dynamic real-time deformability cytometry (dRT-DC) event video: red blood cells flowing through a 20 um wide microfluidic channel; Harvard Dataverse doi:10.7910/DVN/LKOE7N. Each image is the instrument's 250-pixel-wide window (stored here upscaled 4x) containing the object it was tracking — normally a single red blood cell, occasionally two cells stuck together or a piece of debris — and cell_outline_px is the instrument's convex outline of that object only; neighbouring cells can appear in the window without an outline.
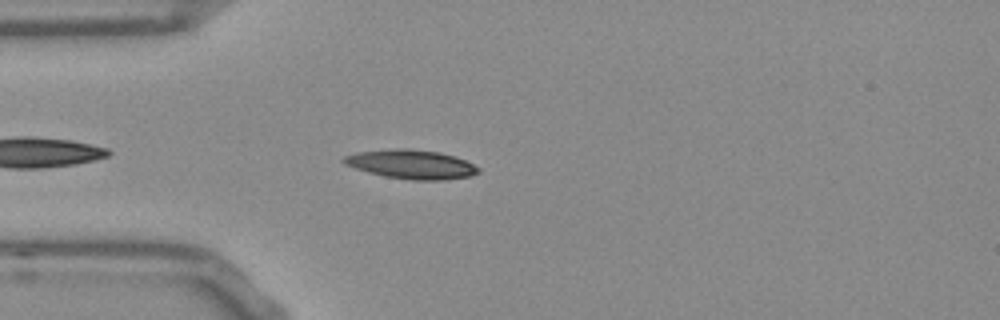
{"species": "Egyptian fruit bat (a non-hibernating species)", "species_latin": "Rousettus aegyptiacus", "temperature_condition": "room temperature", "stored_images_in_passage": 39, "camera_frame_rate_fps": 3000, "um_per_image_px": 0.085, "frame": {"image": 1, "passage_image": 5, "time_ms": 1.333, "image_size_px": [1000, 320], "cell_outline_px": [[480, 172], [468, 176], [444, 180], [412, 180], [384, 176], [368, 172], [344, 164], [340, 160], [344, 156], [356, 152], [396, 148], [408, 148], [440, 152], [456, 156], [480, 168]], "centroid_in_image_um": [34.94, 13.96], "position_along_channel_um": 50.1, "area_um2": 22.83}}
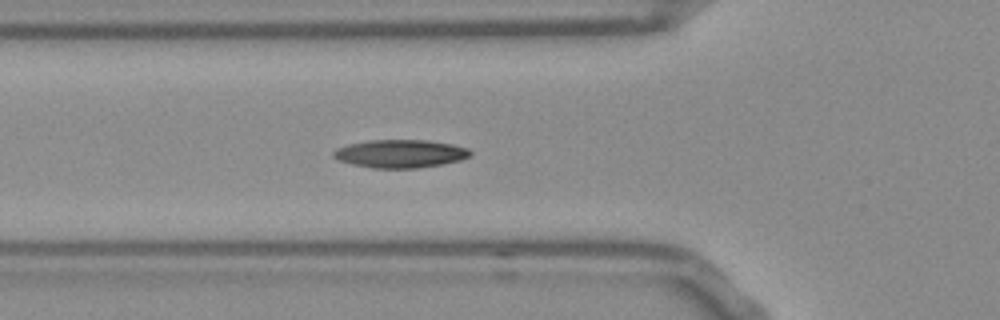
{"frame": {"image": 2, "passage_image": 9, "time_ms": 2.667, "image_size_px": [1000, 320], "cell_outline_px": [[472, 156], [460, 160], [440, 164], [416, 168], [372, 168], [352, 164], [336, 160], [332, 156], [332, 152], [336, 148], [348, 144], [372, 140], [424, 140], [452, 144], [468, 148], [472, 152]], "centroid_in_image_um": [34.0, 13.06], "position_along_channel_um": 91.8, "area_um2": 22.43}}
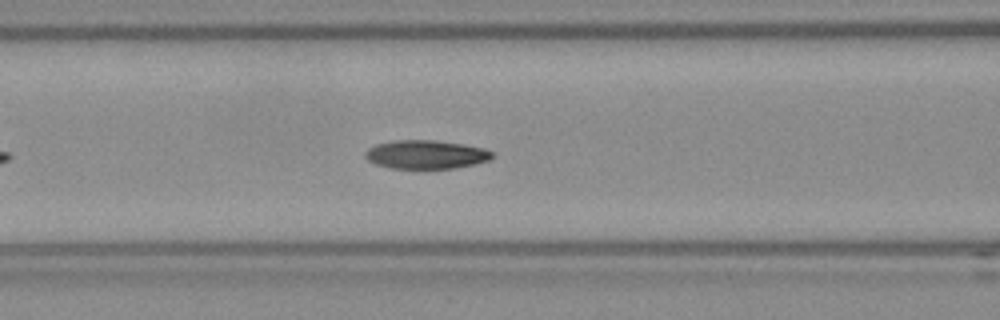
{"frame": {"image": 3, "passage_image": 12, "time_ms": 3.667, "image_size_px": [1000, 320], "cell_outline_px": [[496, 156], [488, 160], [476, 164], [452, 168], [392, 168], [376, 164], [368, 160], [364, 156], [364, 152], [368, 148], [376, 144], [396, 140], [436, 140], [464, 144], [484, 148], [492, 152]], "centroid_in_image_um": [36.22, 13.12], "position_along_channel_um": 130.4, "area_um2": 21.21}, "authors_computed_cell_mechanics": {"area_um2": 21.3282, "velocity_mm_per_s": 3.7778, "shape_relaxation_time_tau1_ms": 5.4887, "shape_relaxation_time_tau2_ms": 2.5919, "deformation_change_tau1": 0.1817, "deformation_change_tau2": 0.074}}